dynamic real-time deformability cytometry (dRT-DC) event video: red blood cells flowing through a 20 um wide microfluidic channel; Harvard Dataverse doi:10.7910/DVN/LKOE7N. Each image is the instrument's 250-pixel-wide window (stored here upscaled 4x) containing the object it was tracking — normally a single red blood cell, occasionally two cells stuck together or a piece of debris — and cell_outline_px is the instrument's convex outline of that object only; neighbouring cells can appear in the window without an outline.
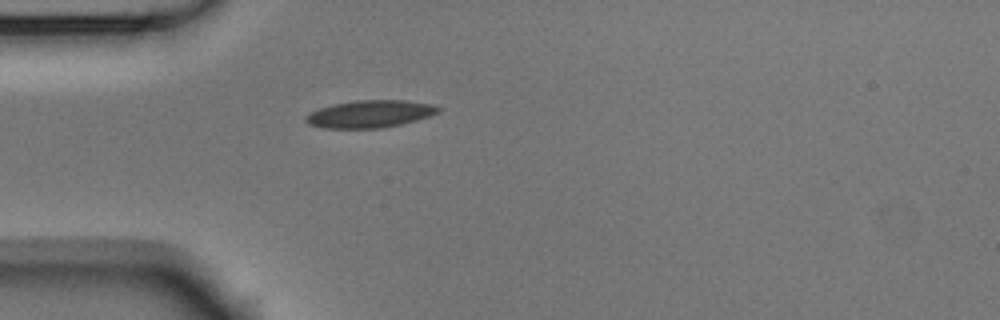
{"species": "Egyptian fruit bat (a non-hibernating species)", "species_latin": "Rousettus aegyptiacus", "temperature_condition": "room temperature", "stored_images_in_passage": 1, "camera_frame_rate_fps": 3000, "um_per_image_px": 0.085, "animal": {"sex": "male"}, "frame": {"image": 1, "passage_image": 1, "time_ms": 0.0, "image_size_px": [1000, 320], "cell_outline_px": [[444, 108], [440, 112], [416, 120], [400, 124], [380, 128], [324, 128], [308, 124], [304, 120], [304, 116], [320, 108], [332, 104], [356, 100], [404, 100], [428, 104]], "centroid_in_image_um": [31.43, 9.68], "position_along_channel_um": 53.6, "area_um2": 21.04}}